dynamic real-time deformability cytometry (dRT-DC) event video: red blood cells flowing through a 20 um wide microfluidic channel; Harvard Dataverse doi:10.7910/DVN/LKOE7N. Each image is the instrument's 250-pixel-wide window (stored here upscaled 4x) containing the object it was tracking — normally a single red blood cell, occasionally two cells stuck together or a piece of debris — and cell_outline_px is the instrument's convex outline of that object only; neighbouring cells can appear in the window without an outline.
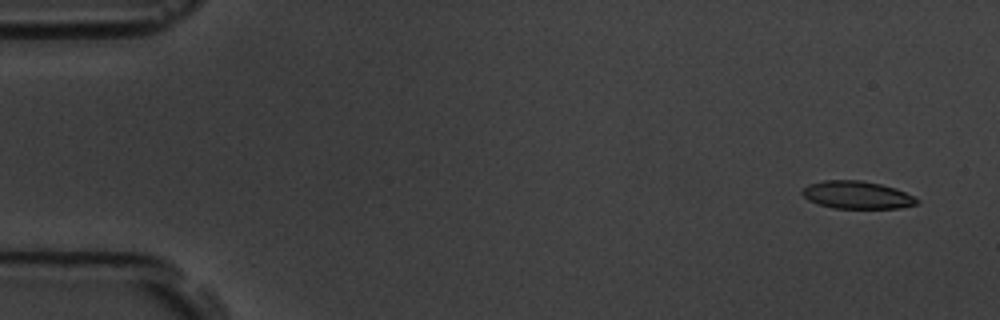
{"species": "common noctule bat (a hibernating species)", "species_latin": "Nyctalus noctula", "temperature_condition": "room temperature", "stored_images_in_passage": 5, "segment_of_instrument_passage": [2, 2], "camera_frame_rate_fps": 3000, "um_per_image_px": 0.085, "animal": {"sex": "male", "body_mass_g": 19.5, "forearm_length_mm": 54.6}, "frame": {"image": 1, "passage_image": 5, "time_ms": 5.667, "image_size_px": [1000, 320], "cell_outline_px": [[920, 200], [916, 204], [900, 208], [832, 208], [808, 200], [800, 192], [808, 184], [824, 180], [860, 180], [880, 184], [896, 188]], "centroid_in_image_um": [72.82, 16.57], "position_along_channel_um": 12.2, "area_um2": 18.38}}